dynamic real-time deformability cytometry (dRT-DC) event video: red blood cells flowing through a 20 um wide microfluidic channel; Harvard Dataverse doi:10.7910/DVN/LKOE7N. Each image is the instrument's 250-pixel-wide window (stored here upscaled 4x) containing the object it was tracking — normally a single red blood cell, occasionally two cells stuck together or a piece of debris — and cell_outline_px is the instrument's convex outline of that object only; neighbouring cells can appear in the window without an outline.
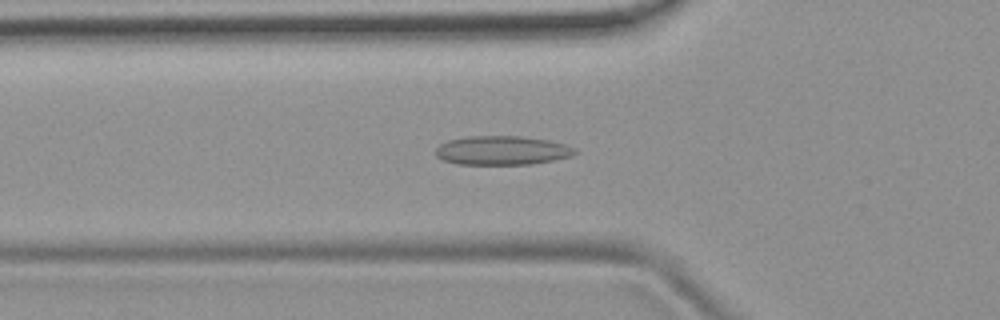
{"species": "common noctule bat (a hibernating species)", "species_latin": "Nyctalus noctula", "temperature_condition": "room temperature", "stored_images_in_passage": 51, "camera_frame_rate_fps": 3000, "um_per_image_px": 0.085, "animal": {"sex": "female", "body_mass_g": 19.9}, "frame": {"image": 1, "passage_image": 17, "time_ms": 5.333, "image_size_px": [1000, 320], "cell_outline_px": [[576, 152], [572, 156], [532, 164], [456, 164], [444, 160], [436, 156], [436, 148], [440, 144], [448, 140], [468, 136], [520, 136], [548, 140], [564, 144], [576, 148]], "centroid_in_image_um": [42.66, 12.78], "position_along_channel_um": 83.1, "area_um2": 23.47}}
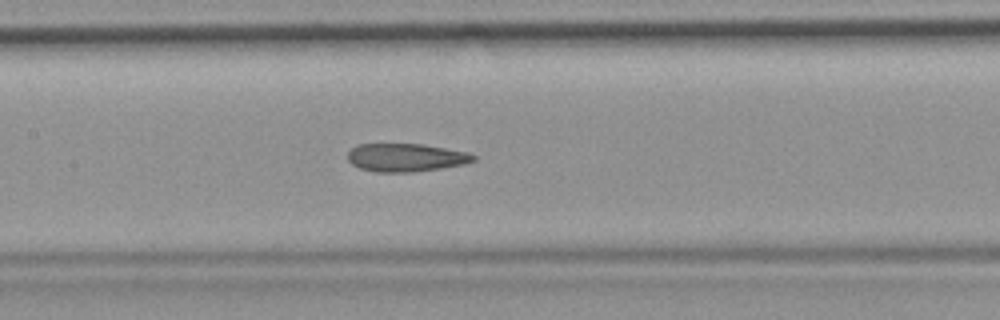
{"frame": {"image": 2, "passage_image": 24, "time_ms": 7.667, "image_size_px": [1000, 320], "cell_outline_px": [[476, 160], [464, 164], [440, 168], [412, 172], [376, 172], [360, 168], [352, 164], [348, 160], [348, 152], [356, 144], [420, 144], [468, 152], [476, 156]], "centroid_in_image_um": [34.49, 13.39], "position_along_channel_um": 172.9, "area_um2": 20.52}}
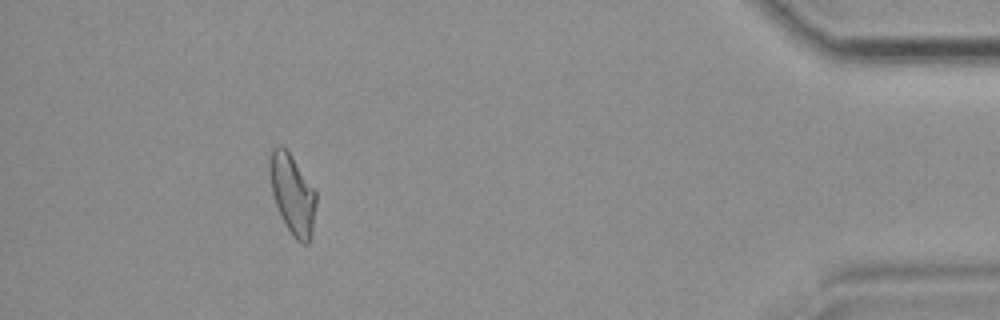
{"frame": {"image": 3, "passage_image": 47, "time_ms": 15.333, "image_size_px": [1000, 320], "cell_outline_px": [[316, 204], [312, 228], [308, 244], [300, 244], [292, 236], [276, 204], [272, 192], [268, 172], [268, 164], [272, 148], [280, 144], [288, 152], [316, 192]], "centroid_in_image_um": [24.83, 16.5], "position_along_channel_um": 410.4, "area_um2": 21.15}, "authors_computed_cell_mechanics": {"area_um2": 21.8484, "velocity_mm_per_s": 3.8223, "shape_relaxation_time_tau1_ms": null, "shape_relaxation_time_tau2_ms": 1.7563, "deformation_change_tau1": null, "deformation_change_tau2": 0.0893}}